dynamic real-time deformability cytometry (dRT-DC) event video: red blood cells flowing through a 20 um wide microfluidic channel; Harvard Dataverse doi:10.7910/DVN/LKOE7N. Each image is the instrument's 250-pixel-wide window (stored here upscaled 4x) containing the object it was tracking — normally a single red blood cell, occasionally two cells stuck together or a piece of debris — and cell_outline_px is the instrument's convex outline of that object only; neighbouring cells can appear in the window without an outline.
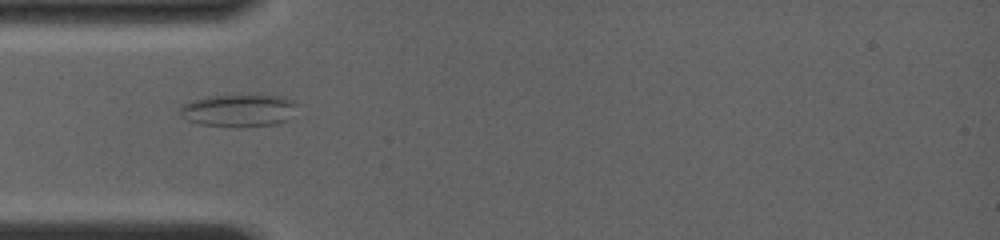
{"species": "common noctule bat (a hibernating species)", "species_latin": "Nyctalus noctula", "temperature_condition": "room temperature", "stored_images_in_passage": 22, "camera_frame_rate_fps": 4000, "um_per_image_px": 0.085, "animal": {"sex": "female", "body_mass_g": 19.0, "forearm_length_mm": 56.7}, "frame": {"image": 1, "passage_image": 3, "time_ms": 1.0, "image_size_px": [1000, 240], "cell_outline_px": [[296, 104], [284, 120], [272, 124], [240, 128], [200, 124], [188, 120], [180, 116], [180, 104], [204, 96], [240, 92], [256, 92], [284, 96], [296, 100]], "centroid_in_image_um": [20.23, 9.31], "position_along_channel_um": 64.8, "area_um2": 23.29}}
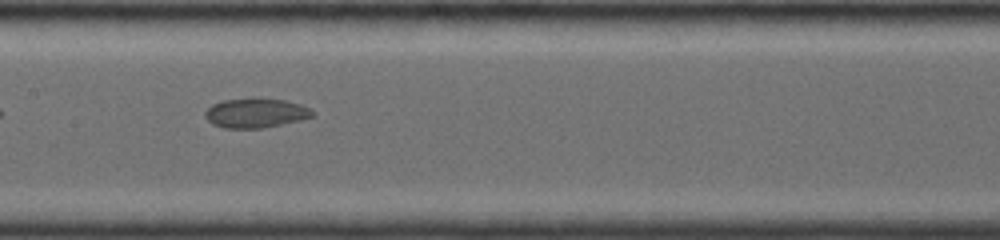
{"frame": {"image": 2, "passage_image": 10, "time_ms": 4.0, "image_size_px": [1000, 240], "cell_outline_px": [[312, 116], [300, 120], [260, 128], [224, 128], [212, 124], [204, 116], [204, 112], [212, 104], [224, 100], [284, 100], [300, 104], [312, 108]], "centroid_in_image_um": [21.7, 9.63], "position_along_channel_um": 185.7, "area_um2": 17.8}}
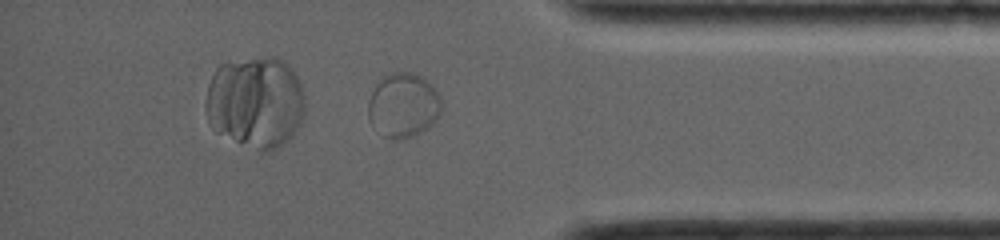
{"frame": {"image": 3, "passage_image": 21, "time_ms": 9.5, "image_size_px": [1000, 240], "cell_outline_px": [[440, 112], [436, 120], [428, 128], [416, 136], [396, 140], [392, 140], [384, 136], [372, 128], [368, 120], [368, 100], [376, 84], [384, 76], [392, 72], [412, 72], [428, 80], [432, 84], [440, 96]], "centroid_in_image_um": [34.26, 8.97], "position_along_channel_um": 400.9, "area_um2": 27.98}}